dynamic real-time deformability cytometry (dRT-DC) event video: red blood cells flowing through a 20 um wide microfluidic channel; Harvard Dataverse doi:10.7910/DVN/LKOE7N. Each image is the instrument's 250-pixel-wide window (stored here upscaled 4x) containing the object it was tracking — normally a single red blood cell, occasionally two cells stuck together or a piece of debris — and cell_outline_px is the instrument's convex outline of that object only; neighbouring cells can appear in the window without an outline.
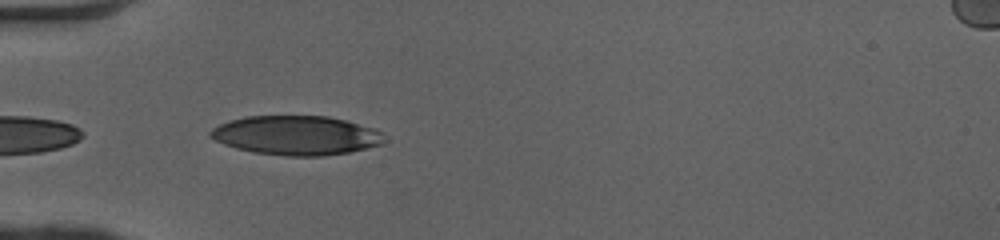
{"species": "human", "species_latin": "Homo sapiens", "temperature_condition": "cold", "stored_images_in_passage": 23, "camera_frame_rate_fps": 3000, "um_per_image_px": 0.085, "donor": {"sex": "female"}, "frame": {"image": 1, "passage_image": 1, "time_ms": 0.0, "image_size_px": [1000, 240], "cell_outline_px": [[384, 144], [348, 152], [324, 156], [288, 156], [252, 152], [236, 148], [224, 144], [208, 136], [208, 132], [212, 128], [228, 120], [244, 116], [328, 116], [344, 120], [372, 128], [380, 132]], "centroid_in_image_um": [25.12, 11.51], "position_along_channel_um": 59.9, "area_um2": 39.65}}